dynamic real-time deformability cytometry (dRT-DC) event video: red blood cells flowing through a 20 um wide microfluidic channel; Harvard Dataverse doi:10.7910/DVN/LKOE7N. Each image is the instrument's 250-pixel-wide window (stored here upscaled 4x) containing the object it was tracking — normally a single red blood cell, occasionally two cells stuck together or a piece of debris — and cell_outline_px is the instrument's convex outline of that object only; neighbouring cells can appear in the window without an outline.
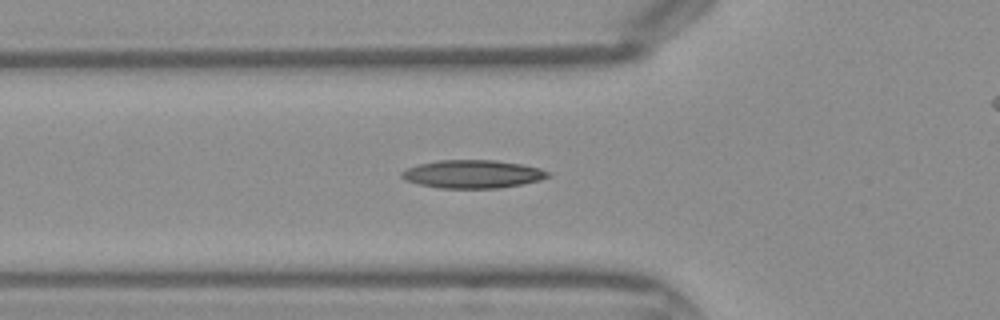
{"species": "Egyptian fruit bat (a non-hibernating species)", "species_latin": "Rousettus aegyptiacus", "temperature_condition": "warm", "stored_images_in_passage": 45, "camera_frame_rate_fps": 3000, "um_per_image_px": 0.085, "frame": {"image": 1, "passage_image": 15, "time_ms": 4.667, "image_size_px": [1000, 320], "cell_outline_px": [[552, 176], [540, 180], [500, 188], [440, 188], [420, 184], [404, 180], [400, 176], [400, 172], [408, 168], [420, 164], [436, 160], [496, 160], [520, 164], [540, 168], [552, 172]], "centroid_in_image_um": [40.2, 14.79], "position_along_channel_um": 85.6, "area_um2": 24.04}}
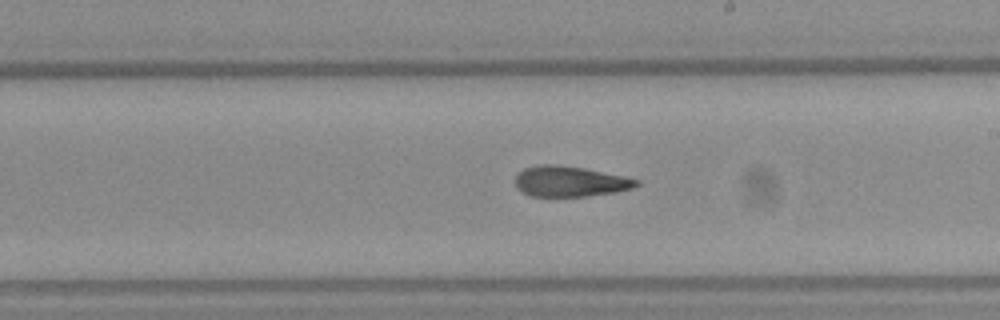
{"frame": {"image": 2, "passage_image": 25, "time_ms": 8.0, "image_size_px": [1000, 320], "cell_outline_px": [[640, 184], [632, 188], [616, 192], [584, 196], [528, 196], [520, 192], [516, 188], [516, 176], [524, 168], [540, 164], [556, 164], [584, 168], [624, 176], [640, 180]], "centroid_in_image_um": [48.43, 15.42], "position_along_channel_um": 240.6, "area_um2": 21.62}}
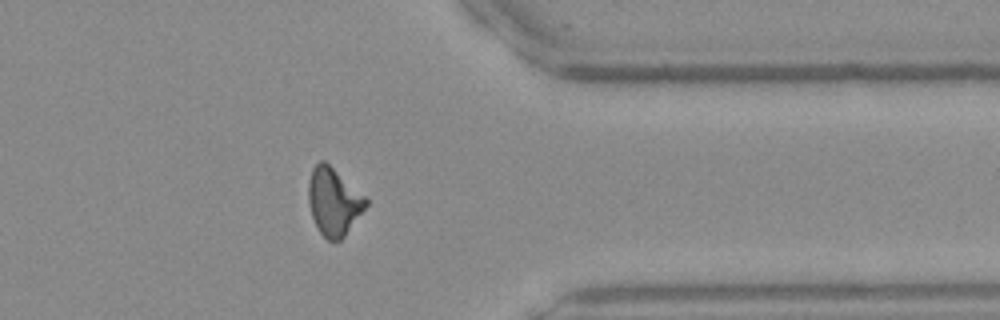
{"frame": {"image": 3, "passage_image": 35, "time_ms": 11.333, "image_size_px": [1000, 320], "cell_outline_px": [[368, 204], [344, 236], [340, 240], [328, 240], [316, 228], [308, 204], [308, 180], [312, 168], [320, 160], [324, 160], [364, 196], [368, 200]], "centroid_in_image_um": [28.32, 17.14], "position_along_channel_um": 383.1, "area_um2": 22.31}}